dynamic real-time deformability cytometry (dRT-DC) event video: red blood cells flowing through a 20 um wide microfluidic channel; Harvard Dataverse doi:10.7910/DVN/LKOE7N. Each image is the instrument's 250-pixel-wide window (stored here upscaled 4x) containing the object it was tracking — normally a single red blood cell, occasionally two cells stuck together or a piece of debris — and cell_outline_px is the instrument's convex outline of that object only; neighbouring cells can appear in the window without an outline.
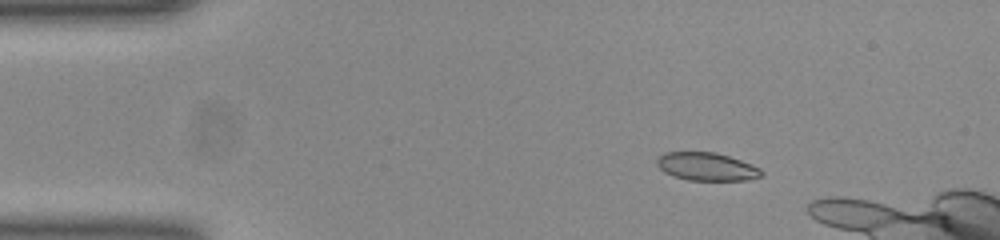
{"species": "common noctule bat (a hibernating species)", "species_latin": "Nyctalus noctula", "temperature_condition": "room temperature", "stored_images_in_passage": 10, "camera_frame_rate_fps": 3000, "um_per_image_px": 0.085, "animal": {"sex": "female", "body_mass_g": 23.0, "forearm_length_mm": 53.4}, "frame": {"image": 1, "passage_image": 4, "time_ms": 1.0, "image_size_px": [1000, 240], "cell_outline_px": [[764, 176], [744, 180], [688, 180], [664, 172], [656, 164], [656, 160], [664, 152], [716, 152], [752, 164], [760, 168], [764, 172]], "centroid_in_image_um": [60.09, 14.16], "position_along_channel_um": 24.9, "area_um2": 17.05}}